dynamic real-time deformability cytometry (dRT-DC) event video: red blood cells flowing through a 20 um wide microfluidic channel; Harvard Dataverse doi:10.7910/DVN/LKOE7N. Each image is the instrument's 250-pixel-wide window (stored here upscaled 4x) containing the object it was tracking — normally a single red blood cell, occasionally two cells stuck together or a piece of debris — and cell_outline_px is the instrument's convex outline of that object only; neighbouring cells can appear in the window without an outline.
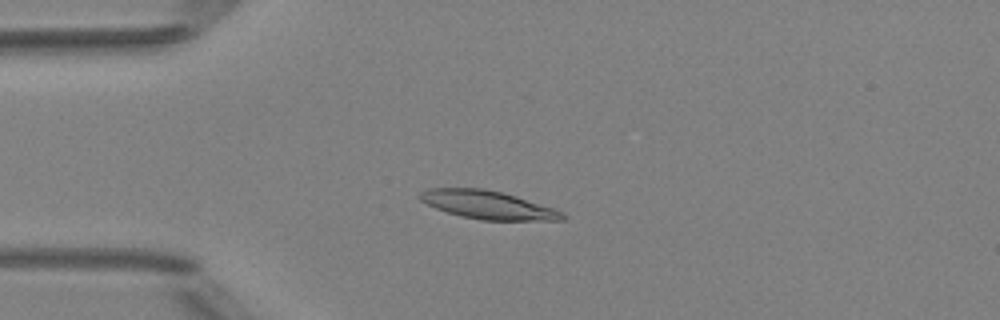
{"species": "Egyptian fruit bat (a non-hibernating species)", "species_latin": "Rousettus aegyptiacus", "temperature_condition": "room temperature", "stored_images_in_passage": 6, "camera_frame_rate_fps": 3000, "um_per_image_px": 0.085, "animal": {"sex": "female"}, "frame": {"image": 1, "passage_image": 3, "time_ms": 2.333, "image_size_px": [1000, 320], "cell_outline_px": [[564, 220], [480, 220], [460, 216], [436, 208], [420, 200], [416, 196], [420, 192], [428, 188], [484, 188], [504, 192], [556, 208], [564, 212]], "centroid_in_image_um": [41.48, 17.4], "position_along_channel_um": 43.5, "area_um2": 23.7}}
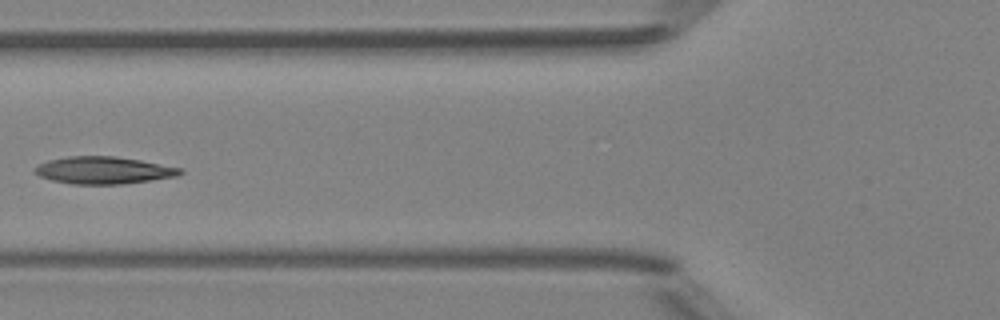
{"frame": {"image": 2, "passage_image": 5, "time_ms": 4.667, "image_size_px": [1000, 320], "cell_outline_px": [[184, 172], [176, 176], [120, 184], [72, 184], [52, 180], [40, 176], [32, 168], [48, 160], [68, 156], [116, 156], [140, 160], [184, 168]], "centroid_in_image_um": [8.81, 14.46], "position_along_channel_um": 117.0, "area_um2": 22.95}}
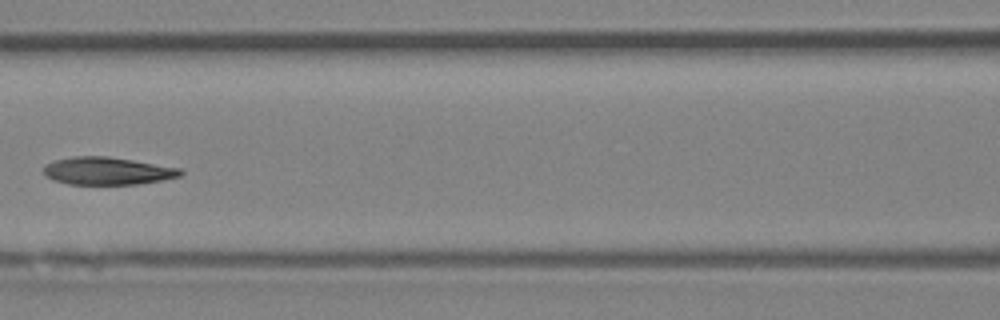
{"frame": {"image": 3, "passage_image": 6, "time_ms": 5.667, "image_size_px": [1000, 320], "cell_outline_px": [[184, 172], [180, 176], [160, 180], [136, 184], [68, 184], [52, 180], [44, 176], [44, 164], [56, 160], [72, 156], [108, 156], [180, 168]], "centroid_in_image_um": [9.07, 14.53], "position_along_channel_um": 157.5, "area_um2": 21.96}}